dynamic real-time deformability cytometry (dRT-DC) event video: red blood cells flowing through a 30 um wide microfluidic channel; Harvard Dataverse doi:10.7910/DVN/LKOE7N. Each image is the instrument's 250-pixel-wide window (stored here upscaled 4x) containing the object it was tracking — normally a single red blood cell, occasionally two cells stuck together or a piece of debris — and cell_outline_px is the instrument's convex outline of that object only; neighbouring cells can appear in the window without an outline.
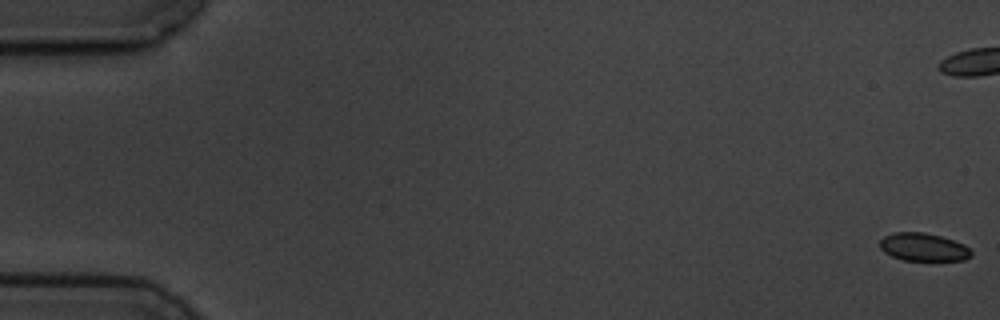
{"species": "common noctule bat (a hibernating species)", "species_latin": "Nyctalus noctula", "temperature_condition": "cold", "stored_images_in_passage": 7, "camera_frame_rate_fps": 3000, "um_per_image_px": 0.085, "animal": {"sex": "male", "body_mass_g": 19.5, "forearm_length_mm": 54.6}, "frame": {"image": 1, "passage_image": 1, "time_ms": 0.0, "image_size_px": [1000, 320], "cell_outline_px": [[972, 256], [964, 260], [904, 260], [892, 256], [884, 252], [880, 248], [880, 240], [884, 236], [892, 232], [924, 232], [940, 236], [964, 244], [972, 252]], "centroid_in_image_um": [78.47, 21.0], "position_along_channel_um": 6.5, "area_um2": 14.85}}